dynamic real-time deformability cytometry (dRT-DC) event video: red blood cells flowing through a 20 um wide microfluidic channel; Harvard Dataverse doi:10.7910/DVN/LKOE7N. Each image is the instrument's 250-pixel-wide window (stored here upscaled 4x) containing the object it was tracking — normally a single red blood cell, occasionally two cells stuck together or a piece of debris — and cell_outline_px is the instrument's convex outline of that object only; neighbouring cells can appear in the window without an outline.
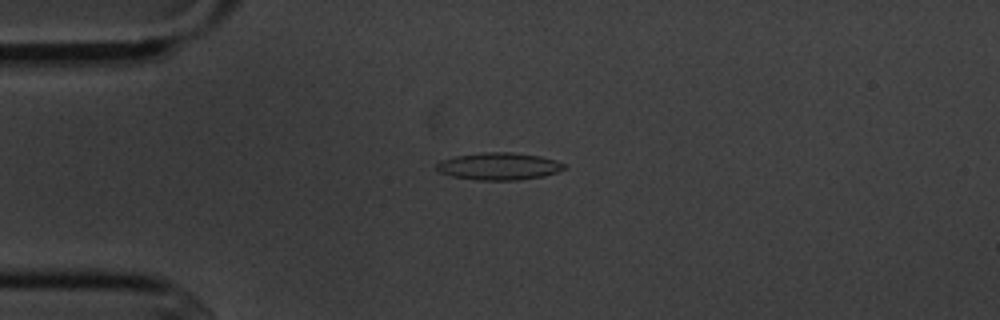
{"species": "common noctule bat (a hibernating species)", "species_latin": "Nyctalus noctula", "temperature_condition": "cold", "stored_images_in_passage": 4, "camera_frame_rate_fps": 3000, "um_per_image_px": 0.085, "animal": {"sex": "male", "body_mass_g": 20.1, "forearm_length_mm": 53.5}, "frame": {"image": 1, "passage_image": 4, "time_ms": 3.333, "image_size_px": [1000, 320], "cell_outline_px": [[568, 168], [544, 176], [516, 180], [476, 180], [452, 176], [440, 172], [436, 168], [436, 164], [440, 160], [456, 156], [484, 152], [512, 152], [540, 156], [556, 160], [568, 164]], "centroid_in_image_um": [42.45, 14.13], "position_along_channel_um": 42.6, "area_um2": 20.4}}